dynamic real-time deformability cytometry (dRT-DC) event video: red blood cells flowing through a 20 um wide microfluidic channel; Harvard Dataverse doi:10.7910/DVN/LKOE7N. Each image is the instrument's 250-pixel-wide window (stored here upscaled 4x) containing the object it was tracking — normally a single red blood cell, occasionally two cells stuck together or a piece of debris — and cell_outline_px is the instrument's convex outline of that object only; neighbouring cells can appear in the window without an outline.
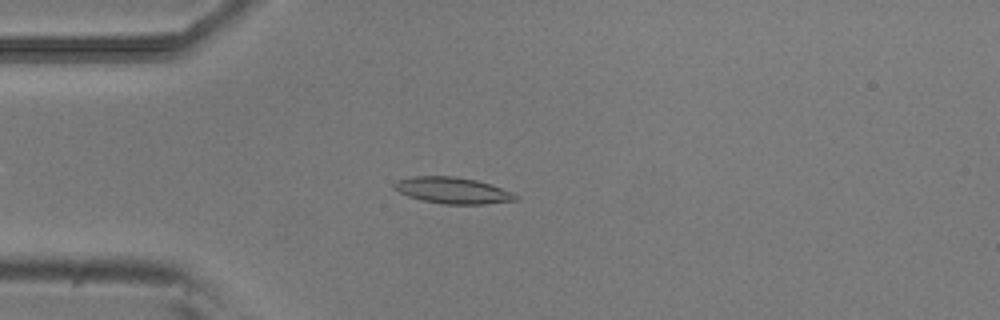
{"species": "common noctule bat (a hibernating species)", "species_latin": "Nyctalus noctula", "temperature_condition": "room temperature", "stored_images_in_passage": 53, "camera_frame_rate_fps": 3000, "um_per_image_px": 0.085, "animal": {"sex": "male", "body_mass_g": 20.5, "forearm_length_mm": 52.5}, "frame": {"image": 1, "passage_image": 14, "time_ms": 4.333, "image_size_px": [1000, 320], "cell_outline_px": [[520, 200], [484, 204], [444, 204], [424, 200], [408, 196], [392, 188], [392, 184], [396, 180], [412, 176], [452, 176], [476, 180], [512, 192], [520, 196]], "centroid_in_image_um": [38.47, 16.18], "position_along_channel_um": 46.5, "area_um2": 18.61}}
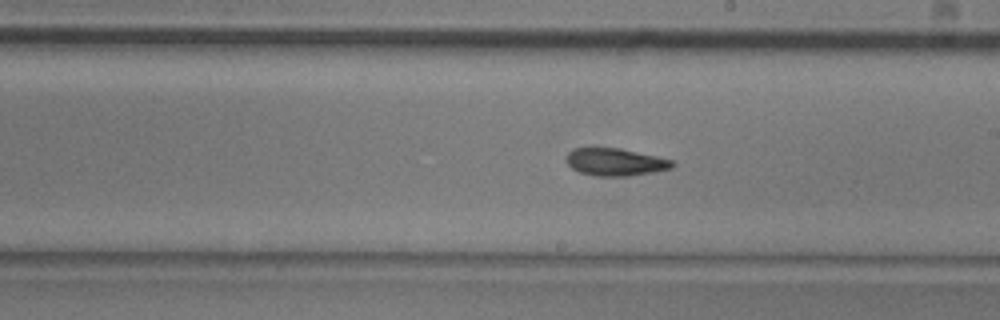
{"frame": {"image": 2, "passage_image": 30, "time_ms": 9.667, "image_size_px": [1000, 320], "cell_outline_px": [[676, 164], [672, 168], [652, 172], [628, 176], [596, 176], [580, 172], [572, 168], [568, 164], [568, 152], [572, 148], [592, 144], [620, 148], [656, 156], [672, 160]], "centroid_in_image_um": [52.25, 13.72], "position_along_channel_um": 236.7, "area_um2": 17.51}}
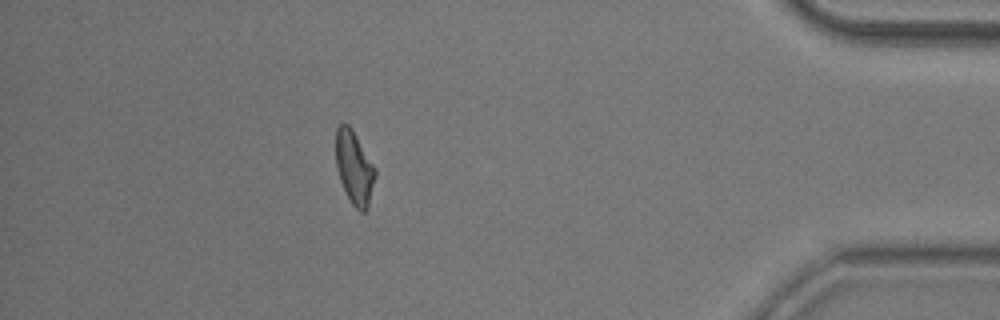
{"frame": {"image": 3, "passage_image": 47, "time_ms": 15.333, "image_size_px": [1000, 320], "cell_outline_px": [[376, 176], [368, 208], [364, 212], [360, 212], [352, 204], [340, 180], [336, 168], [336, 128], [340, 124], [348, 124], [352, 128], [376, 168]], "centroid_in_image_um": [30.13, 14.25], "position_along_channel_um": 405.1, "area_um2": 16.88}, "authors_computed_cell_mechanics": {"area_um2": 17.2822, "velocity_mm_per_s": 3.8198, "shape_relaxation_time_tau1_ms": 5.3677, "shape_relaxation_time_tau2_ms": 2.6254, "deformation_change_tau1": 0.1636, "deformation_change_tau2": 0.0919}}